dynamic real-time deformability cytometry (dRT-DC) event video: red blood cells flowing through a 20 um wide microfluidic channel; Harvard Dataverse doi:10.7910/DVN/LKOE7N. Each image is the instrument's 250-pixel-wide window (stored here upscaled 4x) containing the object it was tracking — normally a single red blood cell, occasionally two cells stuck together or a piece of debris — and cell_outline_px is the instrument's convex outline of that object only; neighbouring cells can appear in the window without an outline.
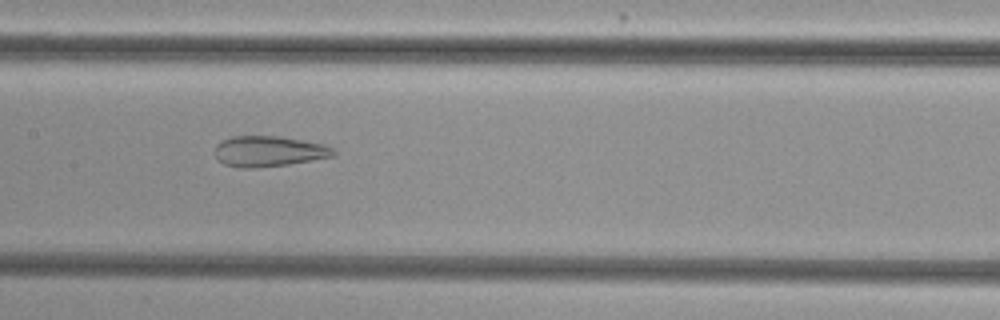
{"species": "common noctule bat (a hibernating species)", "species_latin": "Nyctalus noctula", "temperature_condition": "cold", "stored_images_in_passage": 47, "camera_frame_rate_fps": 3000, "um_per_image_px": 0.085, "animal": {"sex": "female", "body_mass_g": 29.2, "forearm_length_mm": 56.3}, "frame": {"image": 1, "passage_image": 26, "time_ms": 8.333, "image_size_px": [1000, 320], "cell_outline_px": [[336, 156], [288, 164], [252, 168], [240, 168], [224, 164], [216, 156], [216, 144], [220, 140], [232, 136], [280, 136], [324, 144], [332, 148], [336, 152]], "centroid_in_image_um": [22.85, 12.85], "position_along_channel_um": 184.5, "area_um2": 21.15}}
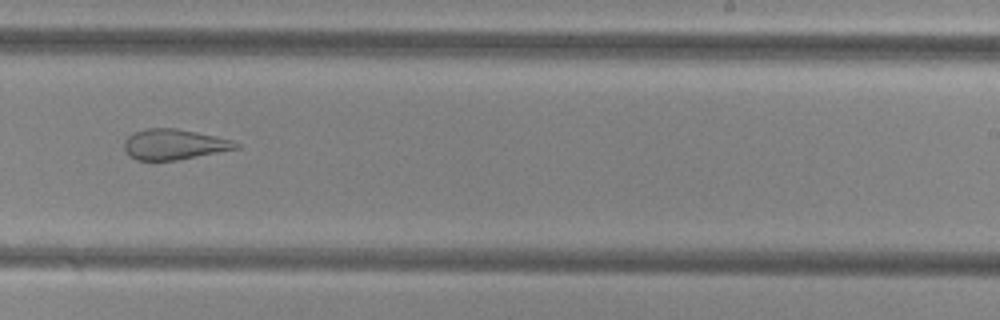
{"frame": {"image": 2, "passage_image": 33, "time_ms": 10.667, "image_size_px": [1000, 320], "cell_outline_px": [[240, 148], [176, 160], [136, 160], [124, 148], [124, 140], [132, 132], [144, 128], [176, 128], [216, 136], [232, 140], [240, 144]], "centroid_in_image_um": [14.79, 12.26], "position_along_channel_um": 274.2, "area_um2": 19.77}}
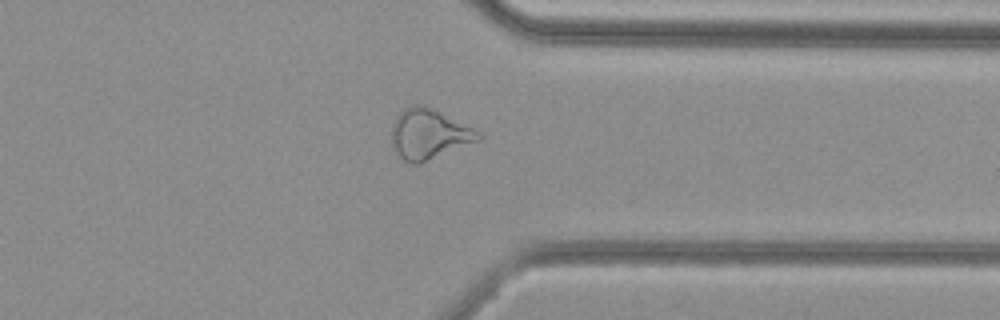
{"frame": {"image": 3, "passage_image": 41, "time_ms": 13.333, "image_size_px": [1000, 320], "cell_outline_px": [[484, 136], [480, 140], [420, 164], [412, 164], [400, 160], [392, 144], [392, 124], [396, 116], [404, 108], [412, 104], [420, 104], [472, 128], [480, 132]], "centroid_in_image_um": [36.42, 11.44], "position_along_channel_um": 375.0, "area_um2": 25.14}}